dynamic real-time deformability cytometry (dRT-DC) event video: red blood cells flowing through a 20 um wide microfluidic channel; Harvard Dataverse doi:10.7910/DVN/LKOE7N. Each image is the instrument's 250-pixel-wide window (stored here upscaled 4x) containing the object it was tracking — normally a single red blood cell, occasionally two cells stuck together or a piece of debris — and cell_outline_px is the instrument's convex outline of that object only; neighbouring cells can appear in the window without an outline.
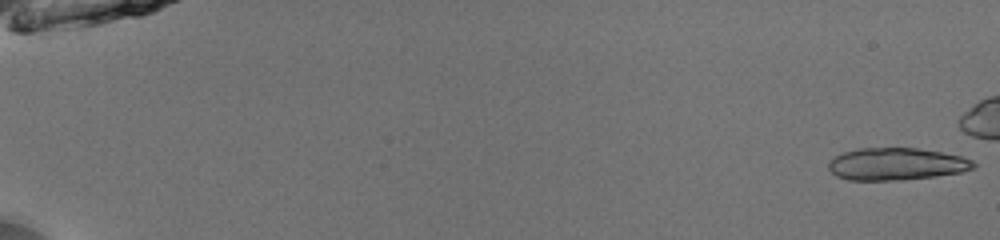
{"species": "common noctule bat (a hibernating species)", "species_latin": "Nyctalus noctula", "temperature_condition": "room temperature", "stored_images_in_passage": 22, "camera_frame_rate_fps": 3000, "um_per_image_px": 0.085, "animal": {"sex": "male", "body_mass_g": 13.0, "forearm_length_mm": 53.1}, "frame": {"image": 1, "passage_image": 1, "time_ms": 0.0, "image_size_px": [1000, 240], "cell_outline_px": [[976, 168], [964, 172], [936, 176], [896, 180], [848, 180], [836, 176], [828, 168], [828, 164], [836, 156], [844, 152], [860, 148], [916, 148], [940, 152], [960, 156], [972, 160], [976, 164]], "centroid_in_image_um": [76.22, 13.95], "position_along_channel_um": 8.8, "area_um2": 27.17}}